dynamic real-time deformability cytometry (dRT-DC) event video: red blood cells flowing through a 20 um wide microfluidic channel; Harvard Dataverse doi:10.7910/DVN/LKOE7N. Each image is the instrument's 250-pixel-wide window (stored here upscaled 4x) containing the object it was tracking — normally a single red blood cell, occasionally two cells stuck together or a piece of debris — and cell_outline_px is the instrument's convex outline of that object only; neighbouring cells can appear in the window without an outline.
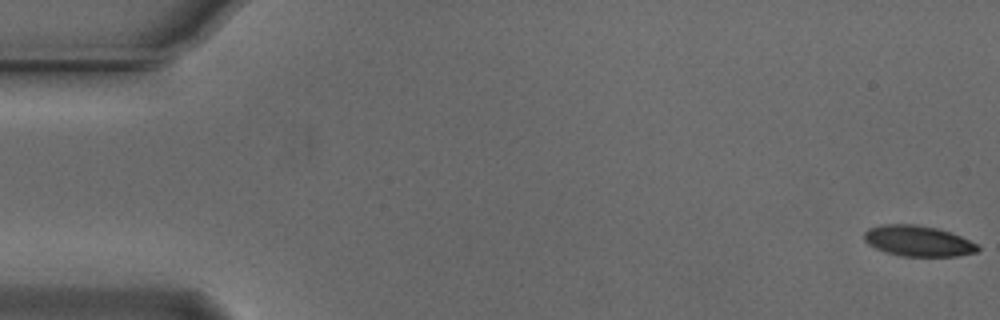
{"species": "Egyptian fruit bat (a non-hibernating species)", "species_latin": "Rousettus aegyptiacus", "temperature_condition": "cold", "stored_images_in_passage": 55, "camera_frame_rate_fps": 3000, "um_per_image_px": 0.085, "animal": {"sex": "male"}, "frame": {"image": 1, "passage_image": 1, "time_ms": 0.0, "image_size_px": [1000, 320], "cell_outline_px": [[980, 248], [976, 252], [956, 256], [900, 256], [884, 252], [868, 244], [864, 240], [864, 232], [868, 228], [884, 224], [916, 224], [936, 228], [960, 236], [976, 244]], "centroid_in_image_um": [77.99, 20.48], "position_along_channel_um": 7.0, "area_um2": 20.23}}
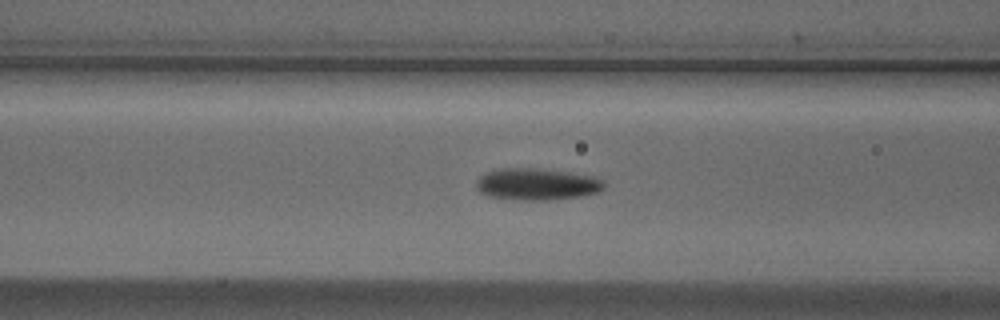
{"frame": {"image": 2, "passage_image": 22, "time_ms": 7.0, "image_size_px": [1000, 320], "cell_outline_px": [[604, 188], [596, 192], [580, 196], [548, 200], [512, 200], [488, 196], [480, 192], [476, 188], [476, 180], [484, 172], [500, 168], [528, 168], [568, 172], [596, 176], [604, 180]], "centroid_in_image_um": [45.59, 15.66], "position_along_channel_um": 121.0, "area_um2": 23.81}}
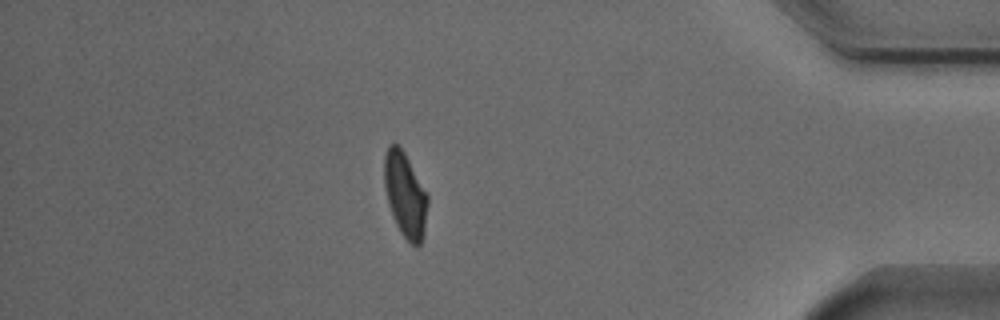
{"frame": {"image": 3, "passage_image": 48, "time_ms": 15.667, "image_size_px": [1000, 320], "cell_outline_px": [[428, 204], [424, 236], [420, 244], [416, 248], [400, 232], [392, 216], [388, 204], [384, 188], [384, 156], [388, 144], [396, 144], [404, 152], [428, 196]], "centroid_in_image_um": [34.43, 16.59], "position_along_channel_um": 400.8, "area_um2": 21.44}, "authors_computed_cell_mechanics": {"area_um2": 21.8484, "velocity_mm_per_s": 3.7281, "shape_relaxation_time_tau1_ms": 3.527, "shape_relaxation_time_tau2_ms": 2.5322, "deformation_change_tau1": 0.1312, "deformation_change_tau2": 0.0712}}